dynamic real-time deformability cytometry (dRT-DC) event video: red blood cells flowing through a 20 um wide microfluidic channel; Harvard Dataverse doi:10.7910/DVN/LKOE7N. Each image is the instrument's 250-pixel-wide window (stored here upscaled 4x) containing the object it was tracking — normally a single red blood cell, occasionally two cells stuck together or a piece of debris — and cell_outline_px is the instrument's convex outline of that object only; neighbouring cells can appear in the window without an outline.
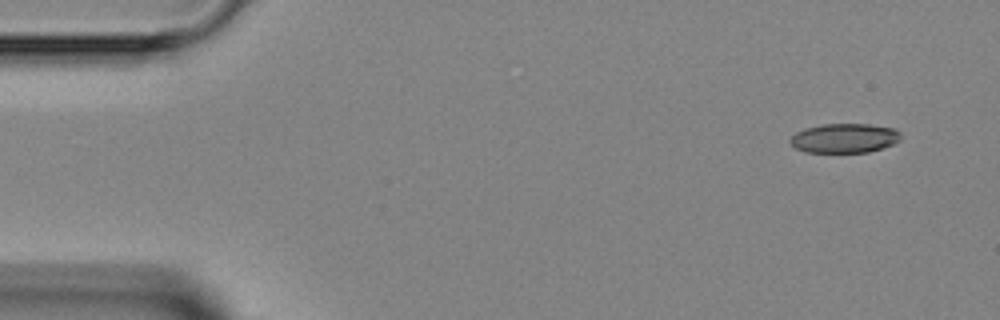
{"species": "Egyptian fruit bat (a non-hibernating species)", "species_latin": "Rousettus aegyptiacus", "temperature_condition": "room temperature", "stored_images_in_passage": 5, "segment_of_instrument_passage": [1, 2], "camera_frame_rate_fps": 3000, "um_per_image_px": 0.085, "animal": {"sex": "female"}, "frame": {"image": 1, "passage_image": 1, "time_ms": 0.0, "image_size_px": [1000, 320], "cell_outline_px": [[900, 140], [892, 144], [868, 152], [804, 152], [796, 148], [788, 140], [796, 132], [804, 128], [824, 124], [868, 124], [892, 128], [900, 132]], "centroid_in_image_um": [71.74, 11.74], "position_along_channel_um": 13.3, "area_um2": 18.79}}
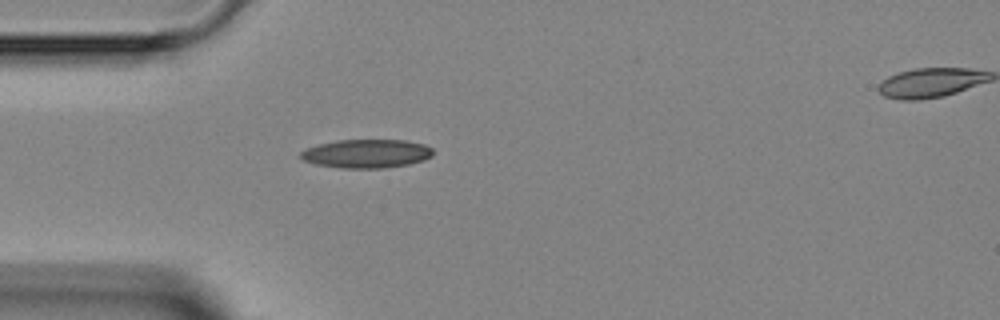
{"frame": {"image": 2, "passage_image": 4, "time_ms": 3.333, "image_size_px": [1000, 320], "cell_outline_px": [[432, 156], [424, 160], [408, 164], [384, 168], [340, 168], [316, 164], [304, 160], [300, 156], [300, 152], [308, 148], [320, 144], [336, 140], [404, 140], [424, 144], [432, 148]], "centroid_in_image_um": [31.17, 13.06], "position_along_channel_um": 53.8, "area_um2": 21.96}}